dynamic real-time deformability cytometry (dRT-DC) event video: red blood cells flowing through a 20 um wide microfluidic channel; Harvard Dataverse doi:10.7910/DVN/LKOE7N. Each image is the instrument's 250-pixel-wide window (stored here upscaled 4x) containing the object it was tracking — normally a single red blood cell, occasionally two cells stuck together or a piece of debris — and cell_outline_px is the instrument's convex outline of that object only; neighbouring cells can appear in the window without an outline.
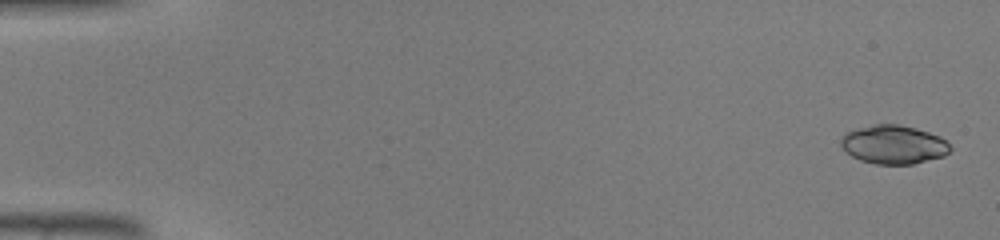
{"species": "common noctule bat (a hibernating species)", "species_latin": "Nyctalus noctula", "temperature_condition": "warm", "stored_images_in_passage": 45, "camera_frame_rate_fps": 3000, "um_per_image_px": 0.085, "animal": {"sex": "male", "body_mass_g": 19.0, "forearm_length_mm": 50.8}, "frame": {"image": 1, "passage_image": 1, "time_ms": 0.0, "image_size_px": [1000, 240], "cell_outline_px": [[952, 148], [944, 156], [912, 164], [876, 164], [860, 160], [852, 156], [840, 144], [840, 136], [856, 128], [872, 124], [896, 124], [916, 128], [940, 136]], "centroid_in_image_um": [75.94, 12.28], "position_along_channel_um": 9.1, "area_um2": 24.57}}
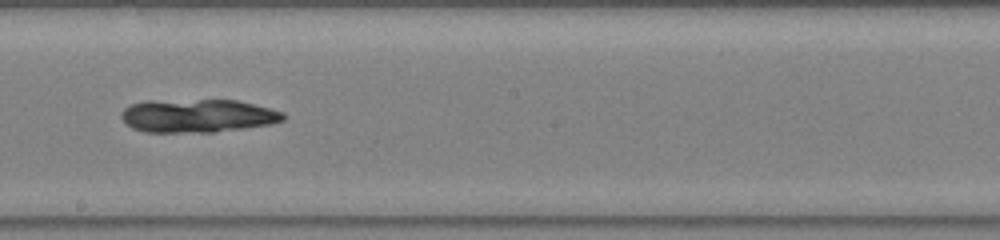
{"frame": {"image": 2, "passage_image": 26, "time_ms": 8.333, "image_size_px": [1000, 240], "cell_outline_px": [[284, 120], [272, 124], [244, 128], [212, 132], [144, 132], [132, 128], [120, 116], [124, 108], [132, 104], [148, 100], [236, 100], [284, 112]], "centroid_in_image_um": [16.79, 9.84], "position_along_channel_um": 231.4, "area_um2": 31.33}}
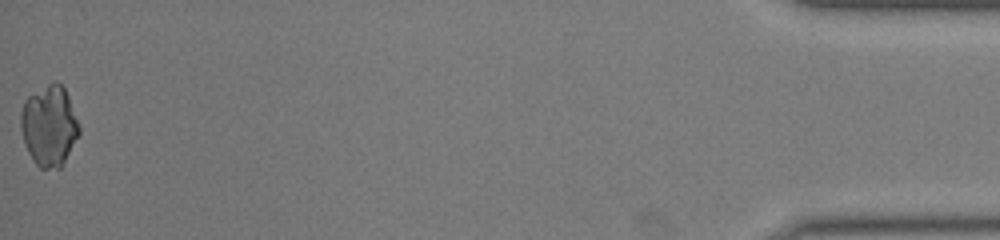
{"frame": {"image": 3, "passage_image": 45, "time_ms": 14.667, "image_size_px": [1000, 240], "cell_outline_px": [[80, 132], [60, 168], [40, 168], [32, 160], [28, 152], [20, 128], [20, 112], [24, 100], [28, 96], [52, 80], [56, 80], [64, 88], [68, 96], [80, 128]], "centroid_in_image_um": [4.15, 10.66], "position_along_channel_um": 431.0, "area_um2": 27.34}}